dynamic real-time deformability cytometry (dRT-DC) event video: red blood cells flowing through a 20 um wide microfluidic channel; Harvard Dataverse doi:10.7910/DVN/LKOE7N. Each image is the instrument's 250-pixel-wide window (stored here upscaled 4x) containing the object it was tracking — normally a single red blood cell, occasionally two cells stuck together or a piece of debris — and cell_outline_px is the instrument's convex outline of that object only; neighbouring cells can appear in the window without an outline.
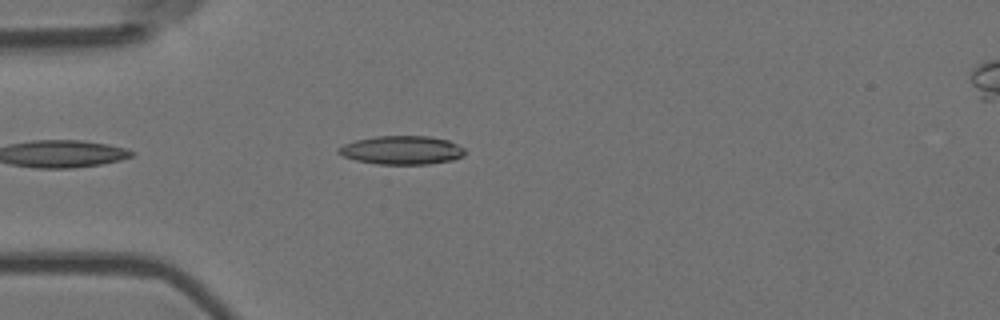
{"species": "Egyptian fruit bat (a non-hibernating species)", "species_latin": "Rousettus aegyptiacus", "temperature_condition": "room temperature", "stored_images_in_passage": 7, "camera_frame_rate_fps": 3000, "um_per_image_px": 0.085, "animal": {"sex": "female"}, "frame": {"image": 1, "passage_image": 4, "time_ms": 1.0, "image_size_px": [1000, 320], "cell_outline_px": [[468, 152], [464, 156], [452, 160], [428, 164], [380, 164], [356, 160], [344, 156], [336, 152], [336, 148], [344, 144], [356, 140], [376, 136], [428, 136], [448, 140], [464, 148]], "centroid_in_image_um": [34.17, 12.76], "position_along_channel_um": 50.8, "area_um2": 21.1}}